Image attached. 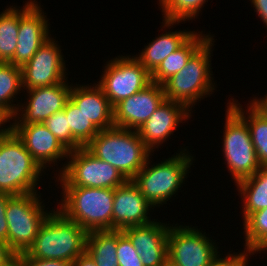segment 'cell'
Segmentation results:
<instances>
[{
    "mask_svg": "<svg viewBox=\"0 0 267 266\" xmlns=\"http://www.w3.org/2000/svg\"><path fill=\"white\" fill-rule=\"evenodd\" d=\"M43 124L68 151L80 148V146L72 138V133L70 127H68L64 110L54 113L52 116L47 118Z\"/></svg>",
    "mask_w": 267,
    "mask_h": 266,
    "instance_id": "obj_31",
    "label": "cell"
},
{
    "mask_svg": "<svg viewBox=\"0 0 267 266\" xmlns=\"http://www.w3.org/2000/svg\"><path fill=\"white\" fill-rule=\"evenodd\" d=\"M86 238L87 232L56 208L42 223L25 253L32 258L73 262L85 252Z\"/></svg>",
    "mask_w": 267,
    "mask_h": 266,
    "instance_id": "obj_2",
    "label": "cell"
},
{
    "mask_svg": "<svg viewBox=\"0 0 267 266\" xmlns=\"http://www.w3.org/2000/svg\"><path fill=\"white\" fill-rule=\"evenodd\" d=\"M187 152V153H186ZM149 156L145 166L131 179L146 200L154 208L167 204L187 178L194 157L183 148L160 163L150 165Z\"/></svg>",
    "mask_w": 267,
    "mask_h": 266,
    "instance_id": "obj_6",
    "label": "cell"
},
{
    "mask_svg": "<svg viewBox=\"0 0 267 266\" xmlns=\"http://www.w3.org/2000/svg\"><path fill=\"white\" fill-rule=\"evenodd\" d=\"M213 37L190 57L182 70L163 84L166 99L181 103L192 111L198 101L213 94L216 87L212 81L214 79L210 63L215 42Z\"/></svg>",
    "mask_w": 267,
    "mask_h": 266,
    "instance_id": "obj_5",
    "label": "cell"
},
{
    "mask_svg": "<svg viewBox=\"0 0 267 266\" xmlns=\"http://www.w3.org/2000/svg\"><path fill=\"white\" fill-rule=\"evenodd\" d=\"M163 13L162 27L172 28L180 22L195 19L208 0H158ZM187 19V20H186Z\"/></svg>",
    "mask_w": 267,
    "mask_h": 266,
    "instance_id": "obj_28",
    "label": "cell"
},
{
    "mask_svg": "<svg viewBox=\"0 0 267 266\" xmlns=\"http://www.w3.org/2000/svg\"><path fill=\"white\" fill-rule=\"evenodd\" d=\"M9 121V119L0 112V135H2L9 127L4 126L6 125ZM6 123V124H5ZM7 127V128H6Z\"/></svg>",
    "mask_w": 267,
    "mask_h": 266,
    "instance_id": "obj_41",
    "label": "cell"
},
{
    "mask_svg": "<svg viewBox=\"0 0 267 266\" xmlns=\"http://www.w3.org/2000/svg\"><path fill=\"white\" fill-rule=\"evenodd\" d=\"M39 193V194H38ZM12 196L6 206L8 247L15 254L26 252L36 238L40 226L54 210H45L41 193Z\"/></svg>",
    "mask_w": 267,
    "mask_h": 266,
    "instance_id": "obj_8",
    "label": "cell"
},
{
    "mask_svg": "<svg viewBox=\"0 0 267 266\" xmlns=\"http://www.w3.org/2000/svg\"><path fill=\"white\" fill-rule=\"evenodd\" d=\"M57 209L87 233L112 230L114 189L62 187Z\"/></svg>",
    "mask_w": 267,
    "mask_h": 266,
    "instance_id": "obj_4",
    "label": "cell"
},
{
    "mask_svg": "<svg viewBox=\"0 0 267 266\" xmlns=\"http://www.w3.org/2000/svg\"><path fill=\"white\" fill-rule=\"evenodd\" d=\"M164 32L166 33L160 34L145 46L139 55H135V58L150 74L195 33L190 30Z\"/></svg>",
    "mask_w": 267,
    "mask_h": 266,
    "instance_id": "obj_21",
    "label": "cell"
},
{
    "mask_svg": "<svg viewBox=\"0 0 267 266\" xmlns=\"http://www.w3.org/2000/svg\"><path fill=\"white\" fill-rule=\"evenodd\" d=\"M12 197L4 192H0V241L8 245V224L6 220V206Z\"/></svg>",
    "mask_w": 267,
    "mask_h": 266,
    "instance_id": "obj_35",
    "label": "cell"
},
{
    "mask_svg": "<svg viewBox=\"0 0 267 266\" xmlns=\"http://www.w3.org/2000/svg\"><path fill=\"white\" fill-rule=\"evenodd\" d=\"M15 254L9 249L7 243L0 241V266H3Z\"/></svg>",
    "mask_w": 267,
    "mask_h": 266,
    "instance_id": "obj_37",
    "label": "cell"
},
{
    "mask_svg": "<svg viewBox=\"0 0 267 266\" xmlns=\"http://www.w3.org/2000/svg\"><path fill=\"white\" fill-rule=\"evenodd\" d=\"M234 100L230 99L227 105L247 123L258 162L261 167H267V118L251 102L247 104V110H244L243 106Z\"/></svg>",
    "mask_w": 267,
    "mask_h": 266,
    "instance_id": "obj_23",
    "label": "cell"
},
{
    "mask_svg": "<svg viewBox=\"0 0 267 266\" xmlns=\"http://www.w3.org/2000/svg\"><path fill=\"white\" fill-rule=\"evenodd\" d=\"M9 6L0 14V62L9 63L14 56L19 30V8Z\"/></svg>",
    "mask_w": 267,
    "mask_h": 266,
    "instance_id": "obj_29",
    "label": "cell"
},
{
    "mask_svg": "<svg viewBox=\"0 0 267 266\" xmlns=\"http://www.w3.org/2000/svg\"><path fill=\"white\" fill-rule=\"evenodd\" d=\"M167 238L169 266H209L220 254L215 240L191 226L174 224ZM219 253V254H218Z\"/></svg>",
    "mask_w": 267,
    "mask_h": 266,
    "instance_id": "obj_10",
    "label": "cell"
},
{
    "mask_svg": "<svg viewBox=\"0 0 267 266\" xmlns=\"http://www.w3.org/2000/svg\"><path fill=\"white\" fill-rule=\"evenodd\" d=\"M251 5L255 8L254 12H257L258 17L262 20L263 24L266 25L267 29V0H250Z\"/></svg>",
    "mask_w": 267,
    "mask_h": 266,
    "instance_id": "obj_36",
    "label": "cell"
},
{
    "mask_svg": "<svg viewBox=\"0 0 267 266\" xmlns=\"http://www.w3.org/2000/svg\"><path fill=\"white\" fill-rule=\"evenodd\" d=\"M165 99L163 85L151 82L113 107L114 126L138 130Z\"/></svg>",
    "mask_w": 267,
    "mask_h": 266,
    "instance_id": "obj_15",
    "label": "cell"
},
{
    "mask_svg": "<svg viewBox=\"0 0 267 266\" xmlns=\"http://www.w3.org/2000/svg\"><path fill=\"white\" fill-rule=\"evenodd\" d=\"M67 159L58 173L60 187L115 189L128 181L118 169L98 159L85 147L69 151Z\"/></svg>",
    "mask_w": 267,
    "mask_h": 266,
    "instance_id": "obj_7",
    "label": "cell"
},
{
    "mask_svg": "<svg viewBox=\"0 0 267 266\" xmlns=\"http://www.w3.org/2000/svg\"><path fill=\"white\" fill-rule=\"evenodd\" d=\"M195 32L178 50L171 53L151 73V82L163 85L169 78L182 70L190 57L212 36Z\"/></svg>",
    "mask_w": 267,
    "mask_h": 266,
    "instance_id": "obj_22",
    "label": "cell"
},
{
    "mask_svg": "<svg viewBox=\"0 0 267 266\" xmlns=\"http://www.w3.org/2000/svg\"><path fill=\"white\" fill-rule=\"evenodd\" d=\"M3 266H22L21 255H14L9 261H7Z\"/></svg>",
    "mask_w": 267,
    "mask_h": 266,
    "instance_id": "obj_40",
    "label": "cell"
},
{
    "mask_svg": "<svg viewBox=\"0 0 267 266\" xmlns=\"http://www.w3.org/2000/svg\"><path fill=\"white\" fill-rule=\"evenodd\" d=\"M117 259L119 266H144L130 239L118 230Z\"/></svg>",
    "mask_w": 267,
    "mask_h": 266,
    "instance_id": "obj_32",
    "label": "cell"
},
{
    "mask_svg": "<svg viewBox=\"0 0 267 266\" xmlns=\"http://www.w3.org/2000/svg\"><path fill=\"white\" fill-rule=\"evenodd\" d=\"M20 255L22 266H72V262L65 260L32 258L25 252Z\"/></svg>",
    "mask_w": 267,
    "mask_h": 266,
    "instance_id": "obj_34",
    "label": "cell"
},
{
    "mask_svg": "<svg viewBox=\"0 0 267 266\" xmlns=\"http://www.w3.org/2000/svg\"><path fill=\"white\" fill-rule=\"evenodd\" d=\"M108 61L97 84L112 107L151 83V74L135 56L121 55Z\"/></svg>",
    "mask_w": 267,
    "mask_h": 266,
    "instance_id": "obj_11",
    "label": "cell"
},
{
    "mask_svg": "<svg viewBox=\"0 0 267 266\" xmlns=\"http://www.w3.org/2000/svg\"><path fill=\"white\" fill-rule=\"evenodd\" d=\"M223 131V156L234 183L251 177L261 165L247 123L228 105Z\"/></svg>",
    "mask_w": 267,
    "mask_h": 266,
    "instance_id": "obj_9",
    "label": "cell"
},
{
    "mask_svg": "<svg viewBox=\"0 0 267 266\" xmlns=\"http://www.w3.org/2000/svg\"><path fill=\"white\" fill-rule=\"evenodd\" d=\"M42 173L44 170L10 128L0 135V192L12 196L37 193Z\"/></svg>",
    "mask_w": 267,
    "mask_h": 266,
    "instance_id": "obj_3",
    "label": "cell"
},
{
    "mask_svg": "<svg viewBox=\"0 0 267 266\" xmlns=\"http://www.w3.org/2000/svg\"><path fill=\"white\" fill-rule=\"evenodd\" d=\"M70 99L99 130L114 126L113 107L97 83L92 86L72 85Z\"/></svg>",
    "mask_w": 267,
    "mask_h": 266,
    "instance_id": "obj_20",
    "label": "cell"
},
{
    "mask_svg": "<svg viewBox=\"0 0 267 266\" xmlns=\"http://www.w3.org/2000/svg\"><path fill=\"white\" fill-rule=\"evenodd\" d=\"M8 127L23 142L25 148L43 170L47 169L49 164L51 167L56 165L57 161L68 158L69 151L43 123L8 125Z\"/></svg>",
    "mask_w": 267,
    "mask_h": 266,
    "instance_id": "obj_16",
    "label": "cell"
},
{
    "mask_svg": "<svg viewBox=\"0 0 267 266\" xmlns=\"http://www.w3.org/2000/svg\"><path fill=\"white\" fill-rule=\"evenodd\" d=\"M251 253L246 251L239 252L235 254V252L227 253L225 257L220 258V255L209 265V266H247L248 261H250L249 256L251 257Z\"/></svg>",
    "mask_w": 267,
    "mask_h": 266,
    "instance_id": "obj_33",
    "label": "cell"
},
{
    "mask_svg": "<svg viewBox=\"0 0 267 266\" xmlns=\"http://www.w3.org/2000/svg\"><path fill=\"white\" fill-rule=\"evenodd\" d=\"M250 102L267 118V94L263 98L254 97Z\"/></svg>",
    "mask_w": 267,
    "mask_h": 266,
    "instance_id": "obj_39",
    "label": "cell"
},
{
    "mask_svg": "<svg viewBox=\"0 0 267 266\" xmlns=\"http://www.w3.org/2000/svg\"><path fill=\"white\" fill-rule=\"evenodd\" d=\"M35 0H28L19 9V30L17 47L9 62L22 67L38 51L39 47L51 37L49 20ZM50 34V35H49Z\"/></svg>",
    "mask_w": 267,
    "mask_h": 266,
    "instance_id": "obj_13",
    "label": "cell"
},
{
    "mask_svg": "<svg viewBox=\"0 0 267 266\" xmlns=\"http://www.w3.org/2000/svg\"><path fill=\"white\" fill-rule=\"evenodd\" d=\"M85 148L98 159L114 166L128 180L145 166L152 155L137 130L116 126L100 130Z\"/></svg>",
    "mask_w": 267,
    "mask_h": 266,
    "instance_id": "obj_1",
    "label": "cell"
},
{
    "mask_svg": "<svg viewBox=\"0 0 267 266\" xmlns=\"http://www.w3.org/2000/svg\"><path fill=\"white\" fill-rule=\"evenodd\" d=\"M63 81L52 86L26 90L27 101L19 106L10 125H27L44 123L54 113L65 108L70 99L71 84ZM12 123V124H11Z\"/></svg>",
    "mask_w": 267,
    "mask_h": 266,
    "instance_id": "obj_14",
    "label": "cell"
},
{
    "mask_svg": "<svg viewBox=\"0 0 267 266\" xmlns=\"http://www.w3.org/2000/svg\"><path fill=\"white\" fill-rule=\"evenodd\" d=\"M139 188L128 180L114 189L112 230H123L132 226L146 225L153 222L149 211L154 210Z\"/></svg>",
    "mask_w": 267,
    "mask_h": 266,
    "instance_id": "obj_19",
    "label": "cell"
},
{
    "mask_svg": "<svg viewBox=\"0 0 267 266\" xmlns=\"http://www.w3.org/2000/svg\"><path fill=\"white\" fill-rule=\"evenodd\" d=\"M170 225L156 219L146 225L122 230L130 239L144 266H167V238Z\"/></svg>",
    "mask_w": 267,
    "mask_h": 266,
    "instance_id": "obj_17",
    "label": "cell"
},
{
    "mask_svg": "<svg viewBox=\"0 0 267 266\" xmlns=\"http://www.w3.org/2000/svg\"><path fill=\"white\" fill-rule=\"evenodd\" d=\"M243 226L244 251L253 255L267 251V208L251 213L243 221Z\"/></svg>",
    "mask_w": 267,
    "mask_h": 266,
    "instance_id": "obj_27",
    "label": "cell"
},
{
    "mask_svg": "<svg viewBox=\"0 0 267 266\" xmlns=\"http://www.w3.org/2000/svg\"><path fill=\"white\" fill-rule=\"evenodd\" d=\"M72 266H96V264L92 257L85 251L72 262Z\"/></svg>",
    "mask_w": 267,
    "mask_h": 266,
    "instance_id": "obj_38",
    "label": "cell"
},
{
    "mask_svg": "<svg viewBox=\"0 0 267 266\" xmlns=\"http://www.w3.org/2000/svg\"><path fill=\"white\" fill-rule=\"evenodd\" d=\"M191 116L185 105L165 99L137 132L146 147L154 153L155 148L168 141L180 123Z\"/></svg>",
    "mask_w": 267,
    "mask_h": 266,
    "instance_id": "obj_18",
    "label": "cell"
},
{
    "mask_svg": "<svg viewBox=\"0 0 267 266\" xmlns=\"http://www.w3.org/2000/svg\"><path fill=\"white\" fill-rule=\"evenodd\" d=\"M54 38L47 39L21 67L24 90L52 86L68 80L65 56Z\"/></svg>",
    "mask_w": 267,
    "mask_h": 266,
    "instance_id": "obj_12",
    "label": "cell"
},
{
    "mask_svg": "<svg viewBox=\"0 0 267 266\" xmlns=\"http://www.w3.org/2000/svg\"><path fill=\"white\" fill-rule=\"evenodd\" d=\"M118 230L87 233L86 252L96 266H119L117 259Z\"/></svg>",
    "mask_w": 267,
    "mask_h": 266,
    "instance_id": "obj_26",
    "label": "cell"
},
{
    "mask_svg": "<svg viewBox=\"0 0 267 266\" xmlns=\"http://www.w3.org/2000/svg\"><path fill=\"white\" fill-rule=\"evenodd\" d=\"M243 200V221L258 210L267 208V167H261L251 177L236 184Z\"/></svg>",
    "mask_w": 267,
    "mask_h": 266,
    "instance_id": "obj_24",
    "label": "cell"
},
{
    "mask_svg": "<svg viewBox=\"0 0 267 266\" xmlns=\"http://www.w3.org/2000/svg\"><path fill=\"white\" fill-rule=\"evenodd\" d=\"M22 85L21 67L11 63L0 62V112L4 114L9 121L16 115L19 106L13 104L17 99L16 95L24 91ZM15 100V101H14Z\"/></svg>",
    "mask_w": 267,
    "mask_h": 266,
    "instance_id": "obj_25",
    "label": "cell"
},
{
    "mask_svg": "<svg viewBox=\"0 0 267 266\" xmlns=\"http://www.w3.org/2000/svg\"><path fill=\"white\" fill-rule=\"evenodd\" d=\"M70 127L73 140L80 146L85 147L100 130L79 110L69 99L63 109Z\"/></svg>",
    "mask_w": 267,
    "mask_h": 266,
    "instance_id": "obj_30",
    "label": "cell"
}]
</instances>
